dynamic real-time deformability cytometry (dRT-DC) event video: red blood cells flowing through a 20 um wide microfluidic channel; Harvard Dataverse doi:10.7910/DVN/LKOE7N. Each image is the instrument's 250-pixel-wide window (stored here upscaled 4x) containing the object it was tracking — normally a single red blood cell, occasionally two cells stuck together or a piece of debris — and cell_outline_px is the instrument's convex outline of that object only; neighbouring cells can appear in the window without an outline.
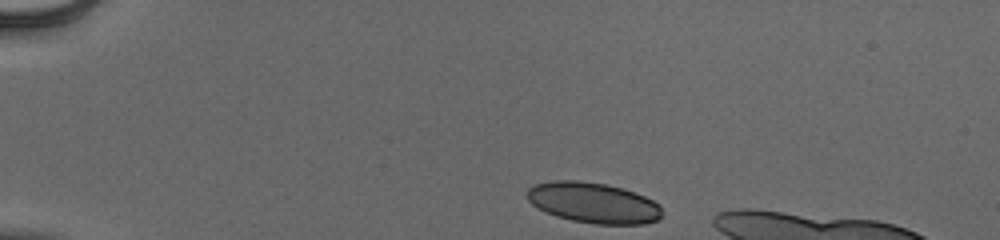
{"species": "human", "species_latin": "Homo sapiens", "temperature_condition": "cold", "stored_images_in_passage": 39, "camera_frame_rate_fps": 3000, "um_per_image_px": 0.085, "donor": {"sex": "male"}, "frame": {"image": 1, "passage_image": 1, "time_ms": 0.0, "image_size_px": [1000, 240], "cell_outline_px": [[660, 216], [656, 220], [644, 224], [596, 224], [572, 220], [556, 216], [532, 204], [528, 200], [528, 188], [536, 184], [556, 180], [576, 180], [604, 184], [624, 188], [644, 196], [652, 200], [660, 208]], "centroid_in_image_um": [50.42, 17.23], "position_along_channel_um": 34.6, "area_um2": 31.44}}
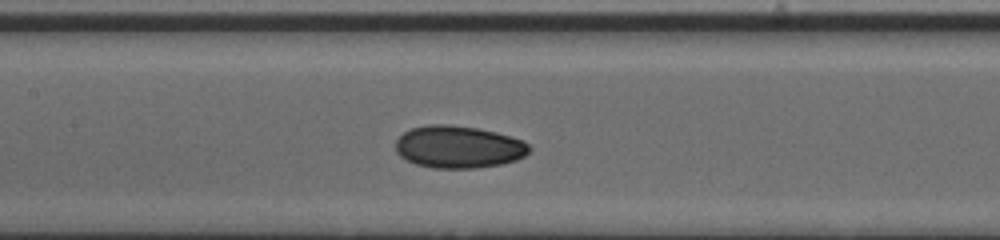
{"frame": {"image": 2, "passage_image": 17, "time_ms": 5.333, "image_size_px": [1000, 240], "cell_outline_px": [[532, 148], [524, 156], [516, 160], [500, 164], [476, 168], [432, 168], [416, 164], [400, 156], [396, 152], [396, 140], [404, 132], [412, 128], [428, 124], [448, 124], [476, 128], [496, 132], [524, 140]], "centroid_in_image_um": [38.98, 12.48], "position_along_channel_um": 168.4, "area_um2": 33.0}}
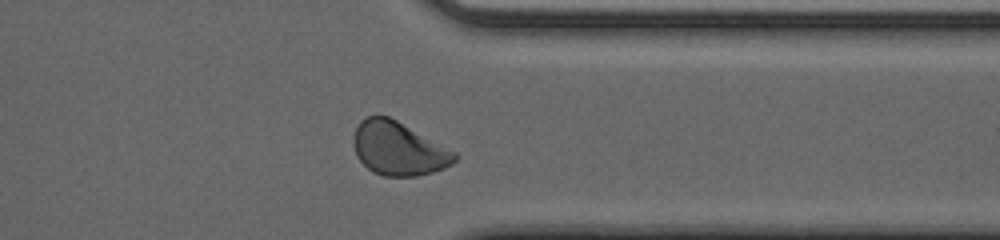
{"frame": {"image": 3, "passage_image": 33, "time_ms": 10.667, "image_size_px": [1000, 240], "cell_outline_px": [[456, 160], [452, 164], [444, 168], [432, 172], [416, 176], [384, 176], [372, 172], [356, 156], [352, 144], [352, 136], [360, 120], [368, 116], [388, 116], [396, 120], [456, 152]], "centroid_in_image_um": [33.83, 12.64], "position_along_channel_um": 377.6, "area_um2": 31.44}}